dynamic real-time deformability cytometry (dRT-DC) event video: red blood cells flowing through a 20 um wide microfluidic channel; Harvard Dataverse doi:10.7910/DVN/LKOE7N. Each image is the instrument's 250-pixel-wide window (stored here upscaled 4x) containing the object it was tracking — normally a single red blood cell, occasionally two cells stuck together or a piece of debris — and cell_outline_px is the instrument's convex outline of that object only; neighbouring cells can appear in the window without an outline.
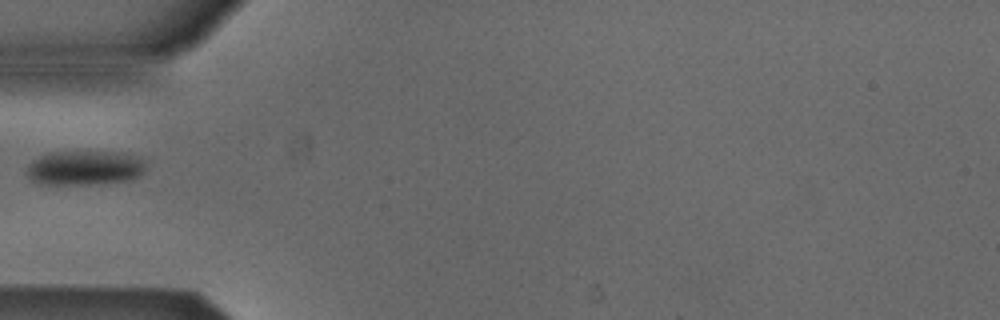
{"species": "Egyptian fruit bat (a non-hibernating species)", "species_latin": "Rousettus aegyptiacus", "temperature_condition": "cold", "stored_images_in_passage": 36, "camera_frame_rate_fps": 3000, "um_per_image_px": 0.085, "animal": {"sex": "male"}, "frame": {"image": 1, "passage_image": 1, "time_ms": 0.0, "image_size_px": [1000, 320], "cell_outline_px": [[148, 164], [144, 172], [140, 176], [128, 180], [96, 184], [40, 184], [32, 180], [28, 176], [28, 164], [32, 160], [48, 152], [120, 152], [148, 160]], "centroid_in_image_um": [7.25, 14.27], "position_along_channel_um": 77.7, "area_um2": 24.16}}
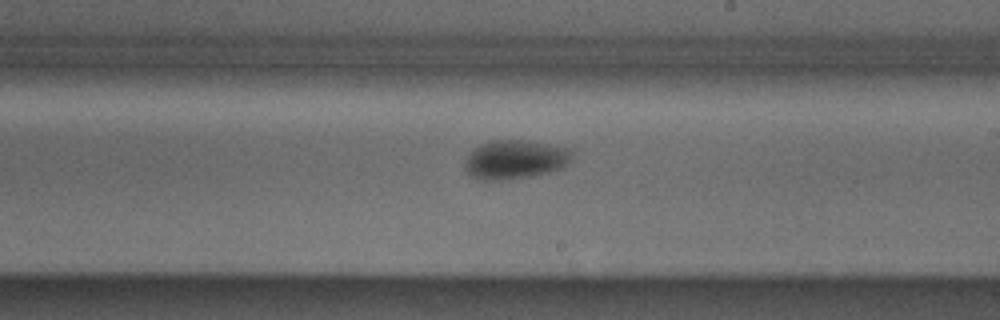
{"frame": {"image": 2, "passage_image": 14, "time_ms": 4.333, "image_size_px": [1000, 320], "cell_outline_px": [[572, 156], [564, 168], [532, 176], [500, 180], [484, 180], [472, 176], [464, 168], [464, 164], [468, 156], [480, 144], [492, 140], [520, 140], [572, 148]], "centroid_in_image_um": [43.81, 13.56], "position_along_channel_um": 245.2, "area_um2": 24.1}}
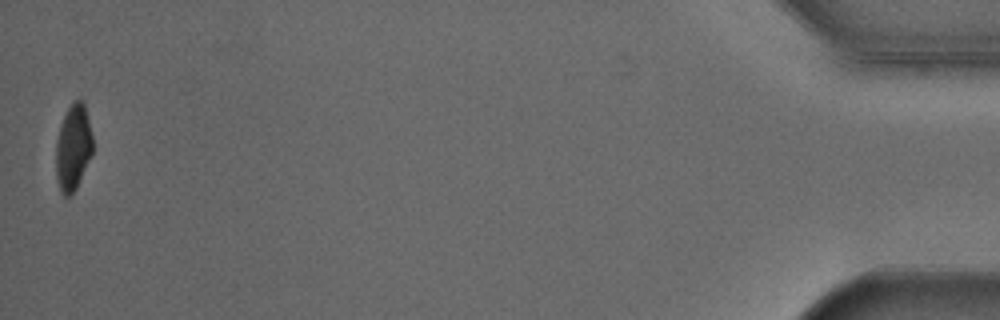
{"frame": {"image": 3, "passage_image": 36, "time_ms": 11.667, "image_size_px": [1000, 320], "cell_outline_px": [[92, 152], [76, 188], [68, 200], [60, 192], [56, 176], [56, 140], [64, 116], [68, 108], [80, 96], [84, 104], [92, 136]], "centroid_in_image_um": [6.2, 12.58], "position_along_channel_um": 429.0, "area_um2": 18.21}}